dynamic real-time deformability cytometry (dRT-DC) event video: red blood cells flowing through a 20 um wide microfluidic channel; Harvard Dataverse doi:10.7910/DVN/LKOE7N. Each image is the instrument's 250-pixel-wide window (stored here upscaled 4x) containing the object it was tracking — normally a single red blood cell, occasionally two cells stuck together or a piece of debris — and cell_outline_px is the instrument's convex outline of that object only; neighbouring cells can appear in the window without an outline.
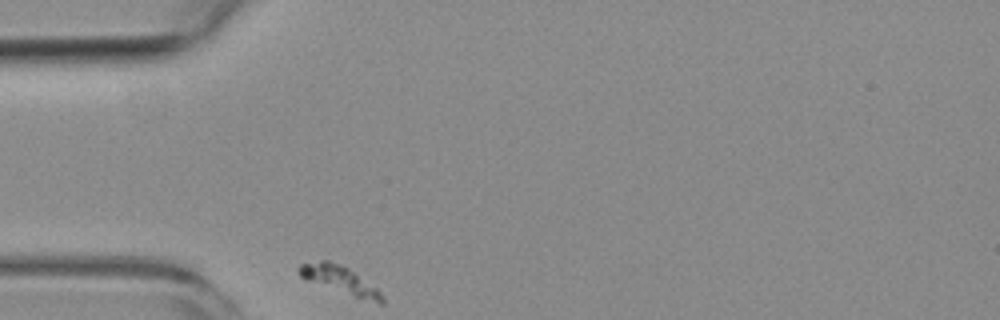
{"species": "common noctule bat (a hibernating species)", "species_latin": "Nyctalus noctula", "temperature_condition": "room temperature", "stored_images_in_passage": 34, "camera_frame_rate_fps": 3000, "um_per_image_px": 0.085, "animal": {"sex": "female", "body_mass_g": 19.3, "forearm_length_mm": 54.1}, "frame": {"image": 1, "passage_image": 1, "time_ms": 0.0, "image_size_px": [1000, 320], "cell_outline_px": [[384, 304], [380, 304], [308, 280], [300, 276], [296, 272], [296, 268], [300, 264], [320, 260], [328, 260], [340, 264], [348, 268], [376, 288], [384, 296]], "centroid_in_image_um": [28.85, 23.75], "position_along_channel_um": 56.1, "area_um2": 12.89}}
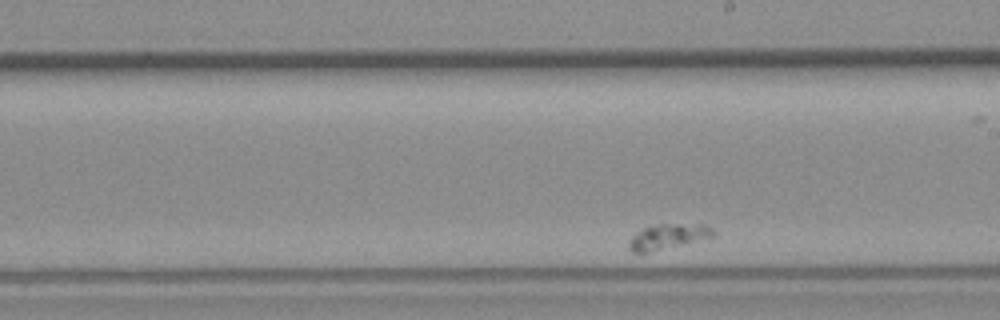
{"frame": {"image": 2, "passage_image": 20, "time_ms": 6.333, "image_size_px": [1000, 320], "cell_outline_px": [[716, 236], [648, 252], [632, 252], [628, 244], [632, 236], [636, 232], [644, 228], [660, 224], [704, 224], [712, 228], [716, 232]], "centroid_in_image_um": [56.82, 20.09], "position_along_channel_um": 232.2, "area_um2": 12.14}}
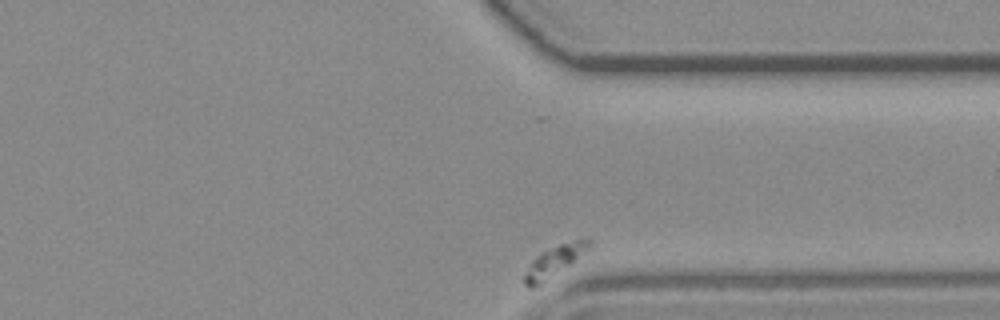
{"frame": {"image": 3, "passage_image": 34, "time_ms": 11.0, "image_size_px": [1000, 320], "cell_outline_px": [[592, 244], [588, 248], [568, 264], [536, 288], [528, 288], [524, 284], [524, 276], [532, 260], [536, 256], [560, 244], [576, 240], [592, 240]], "centroid_in_image_um": [47.04, 22.25], "position_along_channel_um": 364.4, "area_um2": 10.81}}